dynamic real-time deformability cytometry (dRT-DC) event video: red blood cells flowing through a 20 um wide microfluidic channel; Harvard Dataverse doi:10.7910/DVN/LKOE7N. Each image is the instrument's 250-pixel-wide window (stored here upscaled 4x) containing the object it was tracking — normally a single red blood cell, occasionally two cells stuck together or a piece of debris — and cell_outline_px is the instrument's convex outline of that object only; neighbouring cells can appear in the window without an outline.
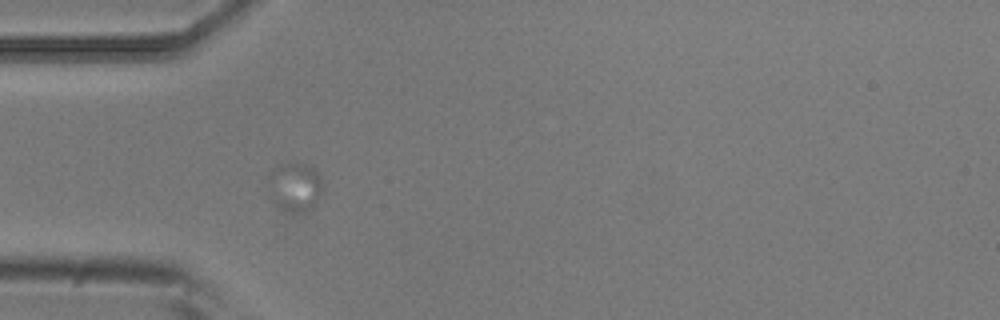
{"species": "common noctule bat (a hibernating species)", "species_latin": "Nyctalus noctula", "temperature_condition": "room temperature", "stored_images_in_passage": 3, "camera_frame_rate_fps": 3000, "um_per_image_px": 0.085, "animal": {"sex": "male", "body_mass_g": 20.5, "forearm_length_mm": 52.5}, "frame": {"image": 1, "passage_image": 2, "time_ms": 0.333, "image_size_px": [1000, 320], "cell_outline_px": [[324, 184], [316, 204], [312, 208], [304, 212], [296, 212], [272, 204], [268, 176], [272, 168], [280, 164], [296, 160], [308, 164], [320, 176]], "centroid_in_image_um": [25.07, 15.83], "position_along_channel_um": 59.9, "area_um2": 15.84}}
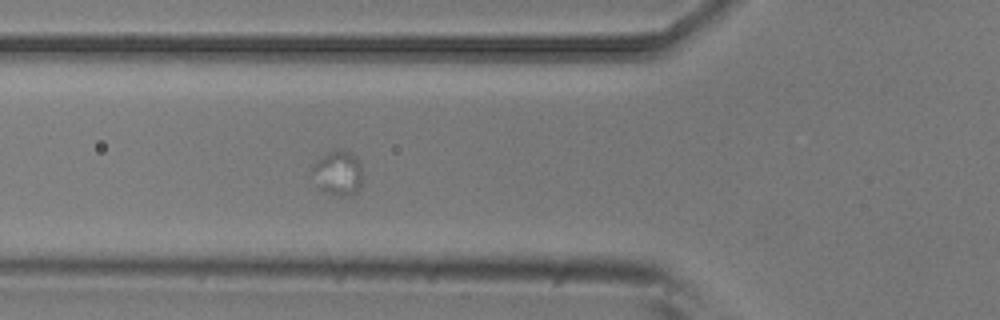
{"frame": {"image": 2, "passage_image": 3, "time_ms": 0.667, "image_size_px": [1000, 320], "cell_outline_px": [[360, 192], [352, 196], [344, 196], [324, 192], [320, 188], [312, 168], [328, 152], [336, 148], [344, 148], [352, 152], [356, 156], [360, 164]], "centroid_in_image_um": [28.8, 14.69], "position_along_channel_um": 97.0, "area_um2": 12.89}}